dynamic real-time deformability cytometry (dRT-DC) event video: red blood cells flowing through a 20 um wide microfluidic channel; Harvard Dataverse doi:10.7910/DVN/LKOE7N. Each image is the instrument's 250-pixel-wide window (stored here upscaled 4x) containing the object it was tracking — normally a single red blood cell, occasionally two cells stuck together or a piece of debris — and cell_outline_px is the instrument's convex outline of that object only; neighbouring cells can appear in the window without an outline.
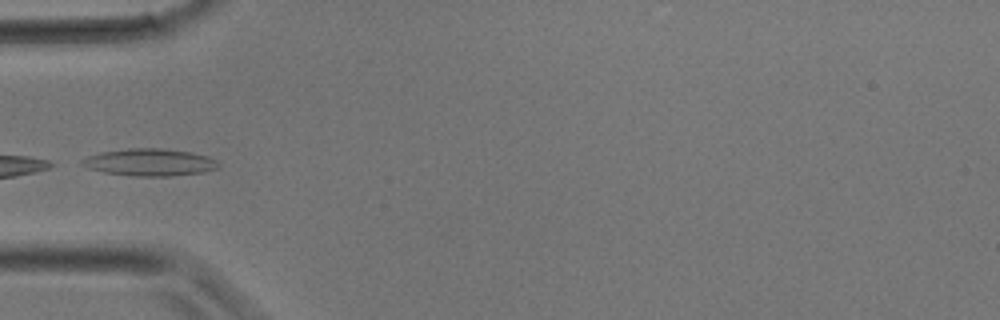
{"species": "common noctule bat (a hibernating species)", "species_latin": "Nyctalus noctula", "temperature_condition": "room temperature", "stored_images_in_passage": 22, "camera_frame_rate_fps": 3000, "um_per_image_px": 0.085, "animal": {"sex": "male", "body_mass_g": 17.9}, "frame": {"image": 1, "passage_image": 1, "time_ms": 0.0, "image_size_px": [1000, 320], "cell_outline_px": [[220, 164], [216, 168], [204, 172], [172, 176], [132, 176], [104, 172], [88, 168], [80, 164], [80, 160], [88, 156], [100, 152], [128, 148], [164, 148], [192, 152], [208, 156], [216, 160]], "centroid_in_image_um": [12.72, 13.79], "position_along_channel_um": 72.3, "area_um2": 21.79}}
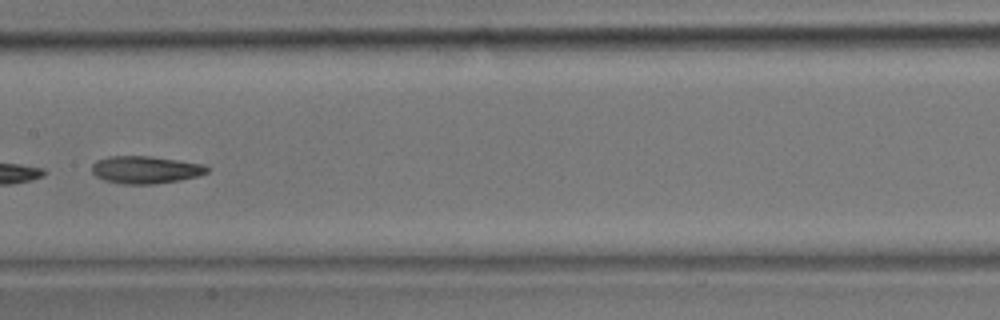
{"frame": {"image": 2, "passage_image": 7, "time_ms": 2.0, "image_size_px": [1000, 320], "cell_outline_px": [[208, 172], [196, 176], [180, 180], [156, 184], [124, 184], [104, 180], [96, 176], [92, 172], [92, 164], [96, 160], [108, 156], [152, 156], [204, 164], [208, 168]], "centroid_in_image_um": [12.35, 14.42], "position_along_channel_um": 195.1, "area_um2": 18.5}}
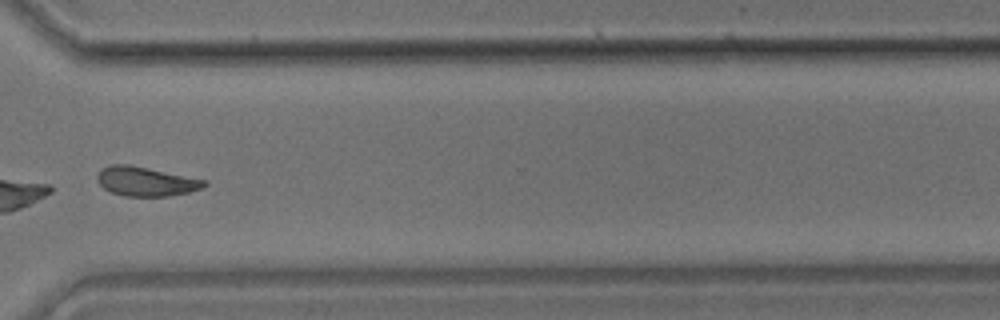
{"frame": {"image": 3, "passage_image": 15, "time_ms": 4.667, "image_size_px": [1000, 320], "cell_outline_px": [[208, 184], [200, 188], [188, 192], [168, 196], [124, 196], [112, 192], [104, 188], [96, 180], [96, 176], [100, 168], [112, 164], [128, 164], [208, 180]], "centroid_in_image_um": [12.37, 15.41], "position_along_channel_um": 358.2, "area_um2": 18.26}}